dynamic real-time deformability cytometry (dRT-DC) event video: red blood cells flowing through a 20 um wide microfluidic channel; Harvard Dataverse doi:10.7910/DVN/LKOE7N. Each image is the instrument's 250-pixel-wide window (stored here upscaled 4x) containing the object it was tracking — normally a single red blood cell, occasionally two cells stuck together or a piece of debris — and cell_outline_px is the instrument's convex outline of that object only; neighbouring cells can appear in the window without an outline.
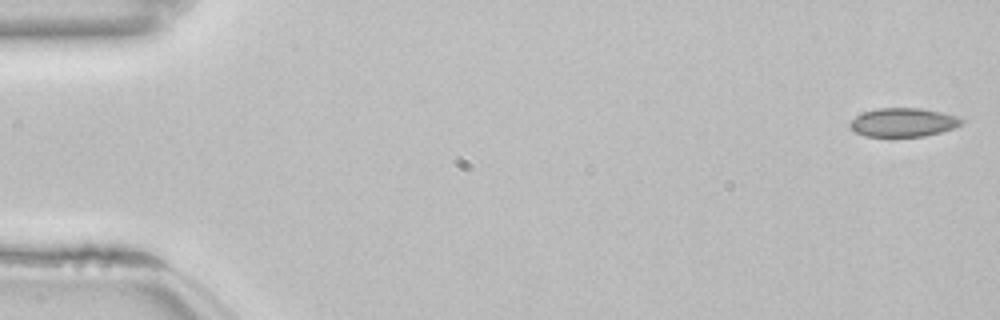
{"species": "common noctule bat (a hibernating species)", "species_latin": "Nyctalus noctula", "temperature_condition": "room temperature", "stored_images_in_passage": 10, "camera_frame_rate_fps": 3000, "um_per_image_px": 0.085, "animal": {"sex": "female", "body_mass_g": 22.7, "forearm_length_mm": 54.2}, "frame": {"image": 1, "passage_image": 1, "time_ms": 0.0, "image_size_px": [1000, 320], "cell_outline_px": [[964, 120], [960, 124], [952, 128], [940, 132], [924, 136], [888, 140], [864, 136], [856, 132], [848, 124], [856, 116], [864, 112], [880, 108], [920, 108], [940, 112], [956, 116]], "centroid_in_image_um": [76.71, 10.46], "position_along_channel_um": 8.3, "area_um2": 19.19}}